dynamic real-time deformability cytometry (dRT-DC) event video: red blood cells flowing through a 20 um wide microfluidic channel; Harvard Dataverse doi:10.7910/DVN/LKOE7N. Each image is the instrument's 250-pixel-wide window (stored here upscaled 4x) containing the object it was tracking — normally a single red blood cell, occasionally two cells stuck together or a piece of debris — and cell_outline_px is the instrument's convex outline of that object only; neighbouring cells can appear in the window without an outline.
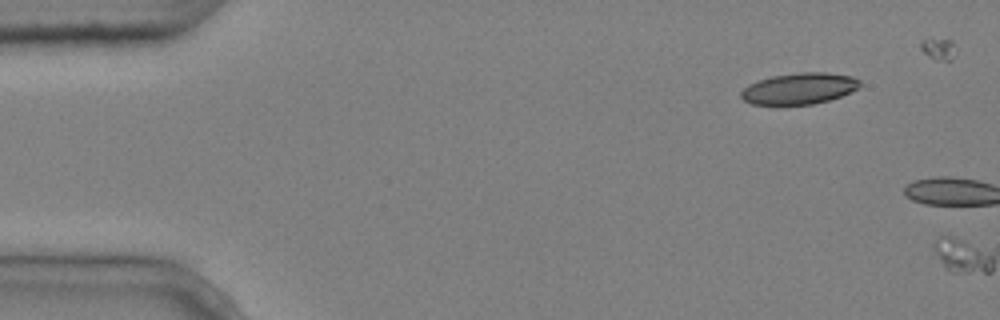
{"species": "common noctule bat (a hibernating species)", "species_latin": "Nyctalus noctula", "temperature_condition": "cold", "stored_images_in_passage": 2, "camera_frame_rate_fps": 3000, "um_per_image_px": 0.085, "animal": {"sex": "male", "body_mass_g": 20.4}, "frame": {"image": 1, "passage_image": 1, "time_ms": 0.0, "image_size_px": [1000, 320], "cell_outline_px": [[860, 88], [852, 92], [828, 100], [812, 104], [752, 104], [744, 100], [740, 96], [740, 92], [748, 84], [772, 76], [800, 72], [824, 72], [852, 76], [860, 80]], "centroid_in_image_um": [67.95, 7.52], "position_along_channel_um": 17.0, "area_um2": 21.56}}